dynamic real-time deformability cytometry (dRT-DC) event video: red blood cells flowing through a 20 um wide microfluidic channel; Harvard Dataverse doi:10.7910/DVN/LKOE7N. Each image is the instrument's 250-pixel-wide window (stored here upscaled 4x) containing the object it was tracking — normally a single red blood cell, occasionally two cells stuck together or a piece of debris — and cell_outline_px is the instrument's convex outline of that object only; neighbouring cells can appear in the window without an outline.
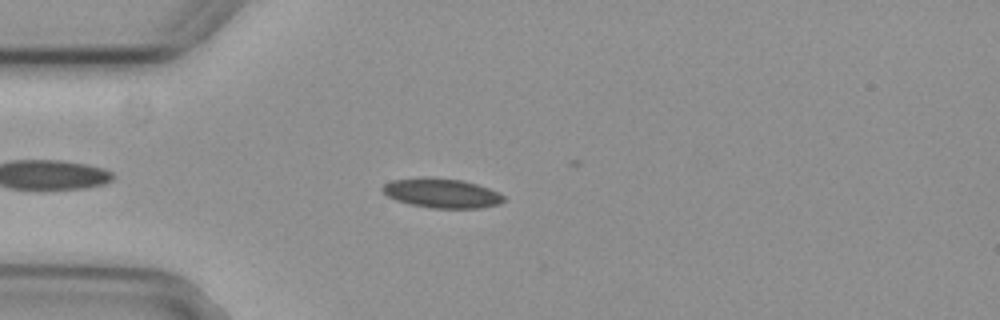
{"species": "common noctule bat (a hibernating species)", "species_latin": "Nyctalus noctula", "temperature_condition": "cold", "stored_images_in_passage": 6, "camera_frame_rate_fps": 3000, "um_per_image_px": 0.085, "animal": {"sex": "female", "body_mass_g": 29.2, "forearm_length_mm": 56.3}, "frame": {"image": 1, "passage_image": 5, "time_ms": 1.333, "image_size_px": [1000, 320], "cell_outline_px": [[504, 200], [500, 204], [480, 208], [432, 208], [408, 204], [396, 200], [388, 196], [380, 188], [384, 184], [392, 180], [460, 180], [476, 184], [488, 188], [504, 196]], "centroid_in_image_um": [37.57, 16.48], "position_along_channel_um": 47.4, "area_um2": 19.83}}